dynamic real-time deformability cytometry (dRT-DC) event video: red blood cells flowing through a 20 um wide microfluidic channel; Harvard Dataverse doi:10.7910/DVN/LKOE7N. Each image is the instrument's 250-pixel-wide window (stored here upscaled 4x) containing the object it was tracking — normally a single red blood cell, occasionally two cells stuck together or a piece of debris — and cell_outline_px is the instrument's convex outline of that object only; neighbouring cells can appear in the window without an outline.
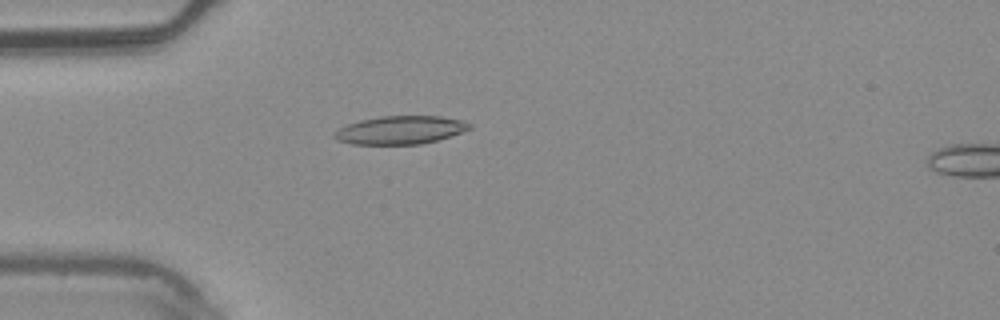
{"species": "common noctule bat (a hibernating species)", "species_latin": "Nyctalus noctula", "temperature_condition": "warm", "stored_images_in_passage": 1, "camera_frame_rate_fps": 3000, "um_per_image_px": 0.085, "animal": {"sex": "male", "body_mass_g": 20.4}, "frame": {"image": 1, "passage_image": 1, "time_ms": 0.0, "image_size_px": [1000, 320], "cell_outline_px": [[472, 128], [436, 140], [420, 144], [352, 144], [336, 140], [332, 136], [332, 132], [348, 124], [360, 120], [380, 116], [440, 116], [464, 120], [472, 124]], "centroid_in_image_um": [34.0, 11.04], "position_along_channel_um": 51.0, "area_um2": 22.2}}